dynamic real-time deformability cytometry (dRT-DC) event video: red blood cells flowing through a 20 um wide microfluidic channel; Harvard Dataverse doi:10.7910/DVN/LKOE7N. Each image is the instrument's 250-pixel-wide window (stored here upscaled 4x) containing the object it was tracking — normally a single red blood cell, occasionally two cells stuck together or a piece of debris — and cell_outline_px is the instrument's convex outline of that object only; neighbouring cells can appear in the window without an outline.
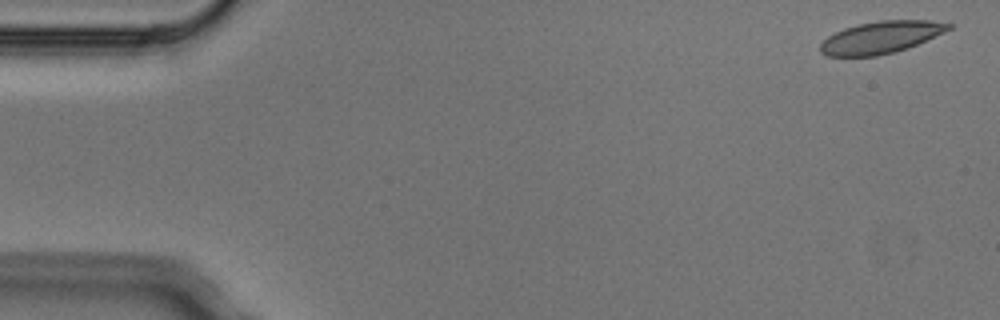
{"species": "Egyptian fruit bat (a non-hibernating species)", "species_latin": "Rousettus aegyptiacus", "temperature_condition": "cold", "stored_images_in_passage": 6, "camera_frame_rate_fps": 3000, "um_per_image_px": 0.085, "animal": {"sex": "male"}, "frame": {"image": 1, "passage_image": 1, "time_ms": 0.0, "image_size_px": [1000, 320], "cell_outline_px": [[956, 24], [952, 28], [944, 32], [908, 48], [896, 52], [876, 56], [824, 56], [820, 52], [820, 44], [828, 36], [844, 28], [856, 24], [880, 20], [928, 20]], "centroid_in_image_um": [74.88, 3.17], "position_along_channel_um": 10.1, "area_um2": 24.16}}
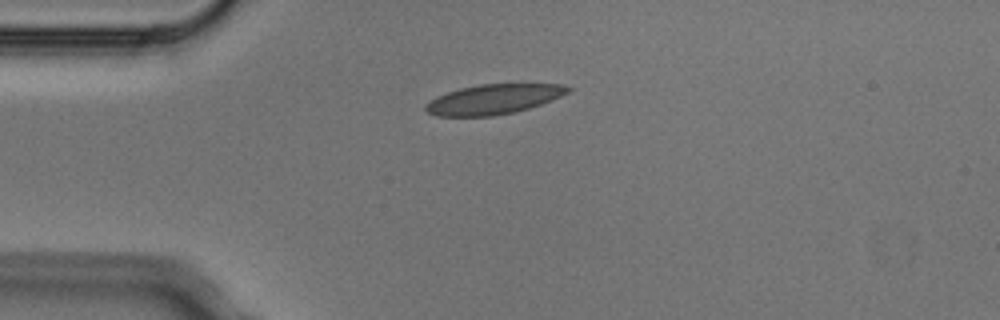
{"frame": {"image": 2, "passage_image": 4, "time_ms": 1.0, "image_size_px": [1000, 320], "cell_outline_px": [[572, 88], [568, 92], [552, 100], [528, 108], [512, 112], [492, 116], [436, 116], [428, 112], [424, 108], [424, 104], [436, 96], [460, 88], [480, 84], [520, 80], [564, 84]], "centroid_in_image_um": [42.03, 8.36], "position_along_channel_um": 43.0, "area_um2": 25.84}}
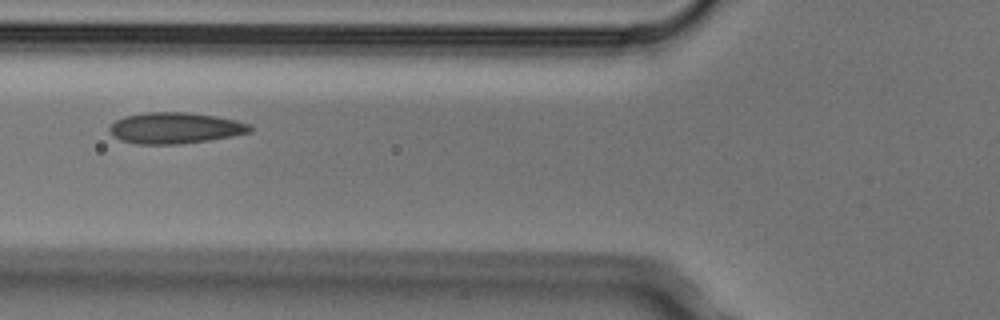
{"frame": {"image": 3, "passage_image": 6, "time_ms": 1.667, "image_size_px": [1000, 320], "cell_outline_px": [[252, 132], [232, 136], [208, 140], [180, 144], [136, 144], [120, 140], [112, 136], [108, 128], [116, 120], [124, 116], [148, 112], [188, 112], [216, 116], [236, 120], [252, 124]], "centroid_in_image_um": [14.89, 10.88], "position_along_channel_um": 110.9, "area_um2": 25.66}}